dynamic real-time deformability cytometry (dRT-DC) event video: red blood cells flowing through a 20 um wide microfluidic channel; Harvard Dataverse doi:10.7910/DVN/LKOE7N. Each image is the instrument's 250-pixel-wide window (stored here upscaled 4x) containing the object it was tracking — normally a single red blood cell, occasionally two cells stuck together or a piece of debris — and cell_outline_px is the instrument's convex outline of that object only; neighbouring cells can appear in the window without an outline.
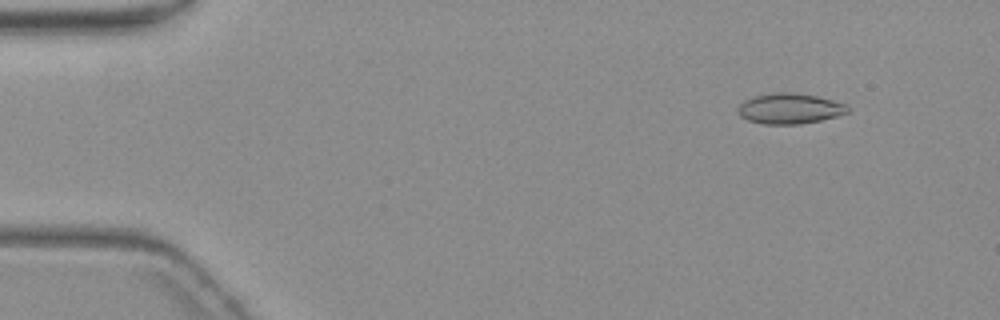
{"species": "common noctule bat (a hibernating species)", "species_latin": "Nyctalus noctula", "temperature_condition": "warm", "stored_images_in_passage": 4, "camera_frame_rate_fps": 3000, "um_per_image_px": 0.085, "animal": {"sex": "female", "body_mass_g": 19.3, "forearm_length_mm": 54.1}, "frame": {"image": 1, "passage_image": 1, "time_ms": 0.0, "image_size_px": [1000, 320], "cell_outline_px": [[848, 112], [836, 116], [820, 120], [800, 124], [764, 124], [748, 120], [740, 116], [736, 112], [740, 104], [744, 100], [756, 96], [776, 92], [788, 92], [816, 96], [832, 100], [844, 104], [848, 108]], "centroid_in_image_um": [67.08, 9.23], "position_along_channel_um": 17.9, "area_um2": 19.25}}
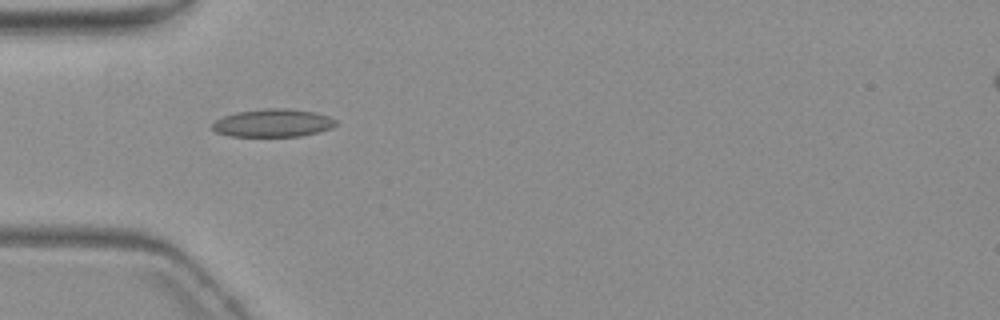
{"frame": {"image": 2, "passage_image": 3, "time_ms": 4.0, "image_size_px": [1000, 320], "cell_outline_px": [[336, 124], [332, 128], [300, 136], [228, 136], [216, 132], [212, 128], [212, 124], [216, 120], [224, 116], [236, 112], [264, 108], [288, 108], [316, 112], [328, 116], [336, 120]], "centroid_in_image_um": [23.19, 10.44], "position_along_channel_um": 61.8, "area_um2": 20.11}}
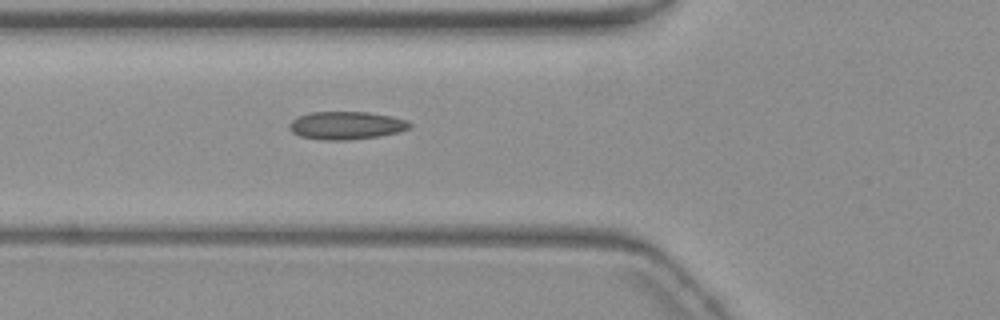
{"frame": {"image": 3, "passage_image": 4, "time_ms": 5.0, "image_size_px": [1000, 320], "cell_outline_px": [[412, 128], [400, 132], [380, 136], [344, 140], [324, 140], [300, 136], [292, 132], [288, 128], [288, 124], [292, 120], [300, 116], [312, 112], [368, 112], [408, 120], [412, 124]], "centroid_in_image_um": [29.46, 10.67], "position_along_channel_um": 96.3, "area_um2": 19.59}}